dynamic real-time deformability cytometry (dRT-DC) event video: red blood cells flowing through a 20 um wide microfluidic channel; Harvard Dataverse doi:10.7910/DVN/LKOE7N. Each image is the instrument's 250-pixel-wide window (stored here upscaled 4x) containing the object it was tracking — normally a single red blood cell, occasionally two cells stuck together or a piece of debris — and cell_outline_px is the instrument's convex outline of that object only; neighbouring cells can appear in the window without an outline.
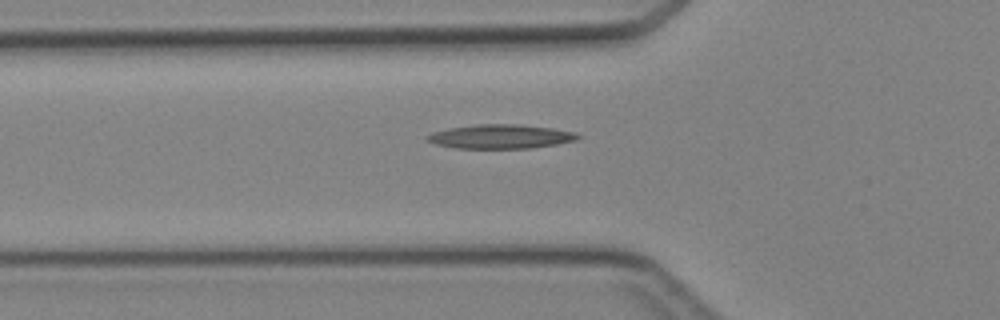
{"species": "Egyptian fruit bat (a non-hibernating species)", "species_latin": "Rousettus aegyptiacus", "temperature_condition": "cold", "stored_images_in_passage": 30, "camera_frame_rate_fps": 3000, "um_per_image_px": 0.085, "animal": {"sex": "female"}, "frame": {"image": 1, "passage_image": 2, "time_ms": 0.333, "image_size_px": [1000, 320], "cell_outline_px": [[580, 136], [576, 140], [556, 144], [528, 148], [456, 148], [436, 144], [424, 140], [424, 136], [432, 132], [448, 128], [476, 124], [520, 124], [552, 128], [576, 132]], "centroid_in_image_um": [42.5, 11.6], "position_along_channel_um": 83.3, "area_um2": 21.21}}
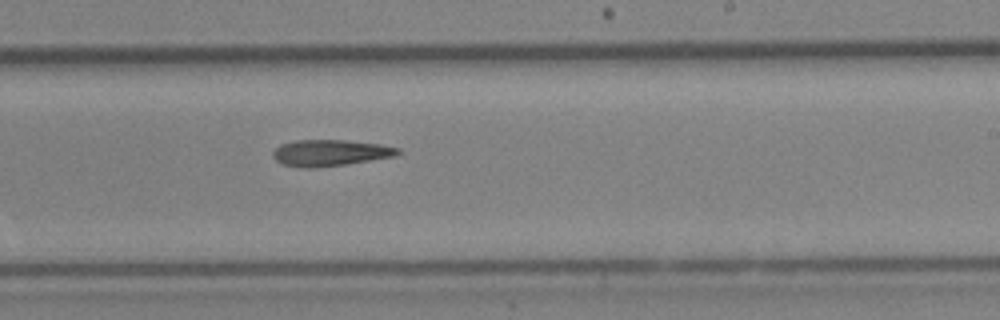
{"frame": {"image": 2, "passage_image": 14, "time_ms": 4.333, "image_size_px": [1000, 320], "cell_outline_px": [[404, 152], [396, 156], [344, 164], [312, 168], [308, 168], [284, 164], [276, 160], [272, 156], [272, 152], [280, 144], [296, 140], [344, 140], [380, 144], [400, 148]], "centroid_in_image_um": [28.1, 12.98], "position_along_channel_um": 260.9, "area_um2": 19.07}}
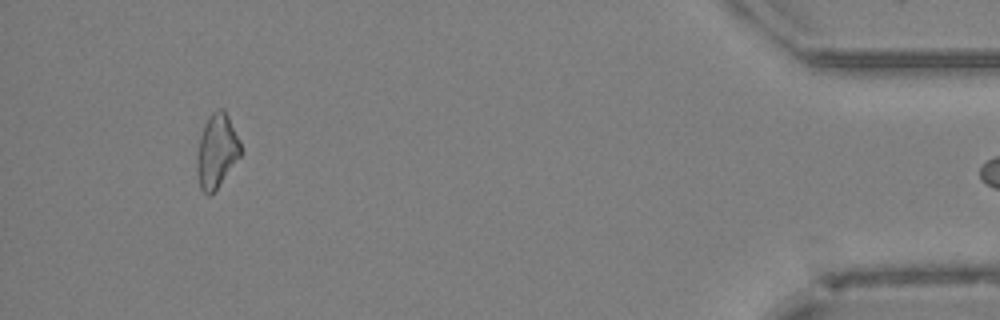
{"frame": {"image": 3, "passage_image": 29, "time_ms": 9.333, "image_size_px": [1000, 320], "cell_outline_px": [[240, 156], [216, 188], [208, 196], [200, 188], [196, 172], [196, 152], [200, 136], [204, 124], [208, 116], [212, 112], [220, 108], [224, 108], [240, 140]], "centroid_in_image_um": [18.38, 12.8], "position_along_channel_um": 416.8, "area_um2": 18.73}}